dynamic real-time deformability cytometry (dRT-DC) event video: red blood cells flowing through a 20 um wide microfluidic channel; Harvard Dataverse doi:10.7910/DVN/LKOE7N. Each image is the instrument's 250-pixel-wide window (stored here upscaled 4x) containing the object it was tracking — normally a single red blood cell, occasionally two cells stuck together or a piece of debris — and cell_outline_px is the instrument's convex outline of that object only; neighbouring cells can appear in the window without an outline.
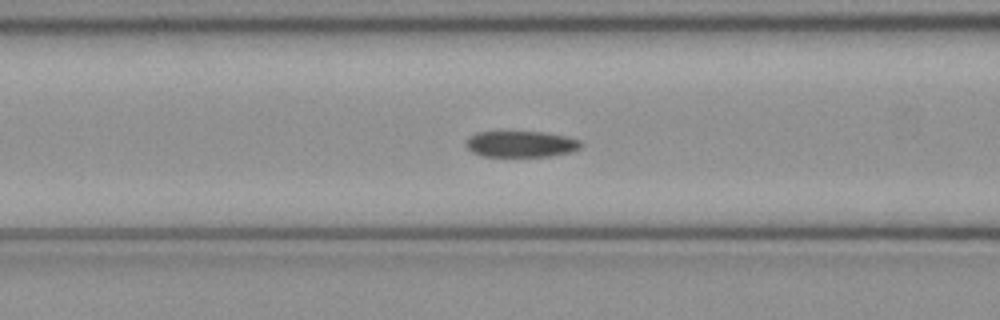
{"species": "common noctule bat (a hibernating species)", "species_latin": "Nyctalus noctula", "temperature_condition": "cold", "stored_images_in_passage": 52, "camera_frame_rate_fps": 3000, "um_per_image_px": 0.085, "animal": {"sex": "female", "body_mass_g": 21.9}, "frame": {"image": 1, "passage_image": 21, "time_ms": 6.667, "image_size_px": [1000, 320], "cell_outline_px": [[584, 144], [580, 148], [572, 152], [552, 156], [484, 156], [472, 152], [464, 144], [464, 140], [468, 136], [476, 132], [548, 132], [568, 136], [580, 140]], "centroid_in_image_um": [44.3, 12.23], "position_along_channel_um": 122.3, "area_um2": 17.86}}
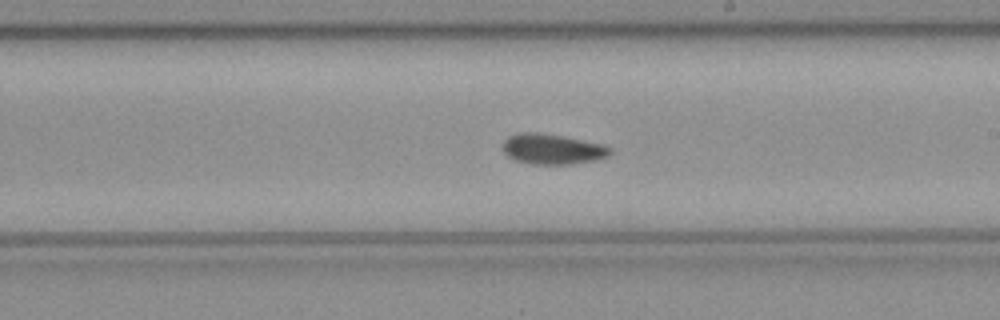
{"frame": {"image": 2, "passage_image": 30, "time_ms": 9.667, "image_size_px": [1000, 320], "cell_outline_px": [[612, 152], [608, 156], [596, 160], [572, 164], [532, 164], [516, 160], [508, 156], [504, 152], [504, 140], [508, 136], [520, 132], [540, 132], [564, 136], [604, 144], [612, 148]], "centroid_in_image_um": [46.99, 12.66], "position_along_channel_um": 242.0, "area_um2": 19.13}}
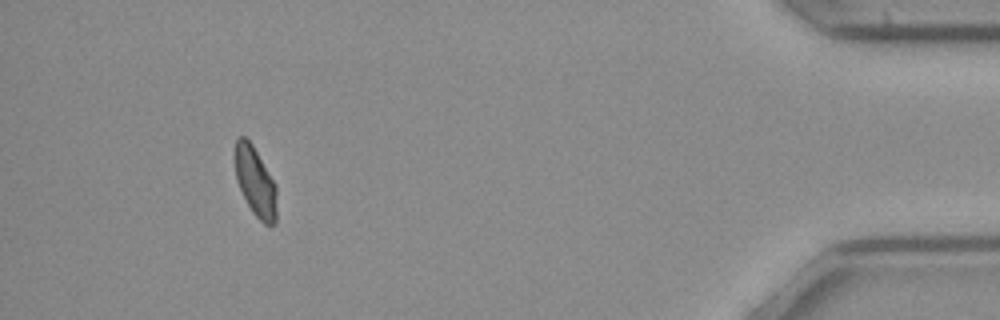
{"frame": {"image": 3, "passage_image": 48, "time_ms": 15.667, "image_size_px": [1000, 320], "cell_outline_px": [[276, 224], [264, 224], [252, 212], [236, 180], [232, 156], [232, 152], [236, 140], [240, 136], [244, 136], [252, 144], [276, 184]], "centroid_in_image_um": [21.66, 15.39], "position_along_channel_um": 413.5, "area_um2": 17.17}, "authors_computed_cell_mechanics": {"area_um2": 18.3804, "velocity_mm_per_s": 3.9917, "shape_relaxation_time_tau1_ms": null, "shape_relaxation_time_tau2_ms": 9.7132, "deformation_change_tau1": null, "deformation_change_tau2": 0.1149}}